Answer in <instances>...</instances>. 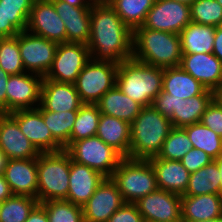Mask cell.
<instances>
[{
    "label": "cell",
    "instance_id": "obj_52",
    "mask_svg": "<svg viewBox=\"0 0 222 222\" xmlns=\"http://www.w3.org/2000/svg\"><path fill=\"white\" fill-rule=\"evenodd\" d=\"M182 222H222V216L212 220L182 221Z\"/></svg>",
    "mask_w": 222,
    "mask_h": 222
},
{
    "label": "cell",
    "instance_id": "obj_16",
    "mask_svg": "<svg viewBox=\"0 0 222 222\" xmlns=\"http://www.w3.org/2000/svg\"><path fill=\"white\" fill-rule=\"evenodd\" d=\"M9 114L18 122L21 132L40 153L64 150V147L52 136L51 131L45 125L39 107L16 110Z\"/></svg>",
    "mask_w": 222,
    "mask_h": 222
},
{
    "label": "cell",
    "instance_id": "obj_18",
    "mask_svg": "<svg viewBox=\"0 0 222 222\" xmlns=\"http://www.w3.org/2000/svg\"><path fill=\"white\" fill-rule=\"evenodd\" d=\"M180 67L208 90L222 86V62L213 53L183 54Z\"/></svg>",
    "mask_w": 222,
    "mask_h": 222
},
{
    "label": "cell",
    "instance_id": "obj_28",
    "mask_svg": "<svg viewBox=\"0 0 222 222\" xmlns=\"http://www.w3.org/2000/svg\"><path fill=\"white\" fill-rule=\"evenodd\" d=\"M206 88L180 66L163 69L162 90L172 98L188 99L200 95Z\"/></svg>",
    "mask_w": 222,
    "mask_h": 222
},
{
    "label": "cell",
    "instance_id": "obj_13",
    "mask_svg": "<svg viewBox=\"0 0 222 222\" xmlns=\"http://www.w3.org/2000/svg\"><path fill=\"white\" fill-rule=\"evenodd\" d=\"M134 204L145 222H182L181 195L157 189Z\"/></svg>",
    "mask_w": 222,
    "mask_h": 222
},
{
    "label": "cell",
    "instance_id": "obj_26",
    "mask_svg": "<svg viewBox=\"0 0 222 222\" xmlns=\"http://www.w3.org/2000/svg\"><path fill=\"white\" fill-rule=\"evenodd\" d=\"M96 136L104 143L112 146L123 157L130 153V123L113 116L101 114Z\"/></svg>",
    "mask_w": 222,
    "mask_h": 222
},
{
    "label": "cell",
    "instance_id": "obj_47",
    "mask_svg": "<svg viewBox=\"0 0 222 222\" xmlns=\"http://www.w3.org/2000/svg\"><path fill=\"white\" fill-rule=\"evenodd\" d=\"M213 54L222 62V28L220 26L215 29Z\"/></svg>",
    "mask_w": 222,
    "mask_h": 222
},
{
    "label": "cell",
    "instance_id": "obj_10",
    "mask_svg": "<svg viewBox=\"0 0 222 222\" xmlns=\"http://www.w3.org/2000/svg\"><path fill=\"white\" fill-rule=\"evenodd\" d=\"M90 59L87 44L60 43L57 45L52 65L44 78L56 82L74 83Z\"/></svg>",
    "mask_w": 222,
    "mask_h": 222
},
{
    "label": "cell",
    "instance_id": "obj_43",
    "mask_svg": "<svg viewBox=\"0 0 222 222\" xmlns=\"http://www.w3.org/2000/svg\"><path fill=\"white\" fill-rule=\"evenodd\" d=\"M107 222H145L134 203H124Z\"/></svg>",
    "mask_w": 222,
    "mask_h": 222
},
{
    "label": "cell",
    "instance_id": "obj_55",
    "mask_svg": "<svg viewBox=\"0 0 222 222\" xmlns=\"http://www.w3.org/2000/svg\"><path fill=\"white\" fill-rule=\"evenodd\" d=\"M222 6V0H216Z\"/></svg>",
    "mask_w": 222,
    "mask_h": 222
},
{
    "label": "cell",
    "instance_id": "obj_4",
    "mask_svg": "<svg viewBox=\"0 0 222 222\" xmlns=\"http://www.w3.org/2000/svg\"><path fill=\"white\" fill-rule=\"evenodd\" d=\"M163 68L139 62L133 58L118 64L116 86L143 107L151 106L162 91Z\"/></svg>",
    "mask_w": 222,
    "mask_h": 222
},
{
    "label": "cell",
    "instance_id": "obj_38",
    "mask_svg": "<svg viewBox=\"0 0 222 222\" xmlns=\"http://www.w3.org/2000/svg\"><path fill=\"white\" fill-rule=\"evenodd\" d=\"M40 204L45 208L49 222H84L82 206L68 200H50Z\"/></svg>",
    "mask_w": 222,
    "mask_h": 222
},
{
    "label": "cell",
    "instance_id": "obj_34",
    "mask_svg": "<svg viewBox=\"0 0 222 222\" xmlns=\"http://www.w3.org/2000/svg\"><path fill=\"white\" fill-rule=\"evenodd\" d=\"M100 116L97 104L84 103L77 111L70 142L96 136Z\"/></svg>",
    "mask_w": 222,
    "mask_h": 222
},
{
    "label": "cell",
    "instance_id": "obj_11",
    "mask_svg": "<svg viewBox=\"0 0 222 222\" xmlns=\"http://www.w3.org/2000/svg\"><path fill=\"white\" fill-rule=\"evenodd\" d=\"M57 45L27 30L19 32V49L25 71L44 78L52 65Z\"/></svg>",
    "mask_w": 222,
    "mask_h": 222
},
{
    "label": "cell",
    "instance_id": "obj_6",
    "mask_svg": "<svg viewBox=\"0 0 222 222\" xmlns=\"http://www.w3.org/2000/svg\"><path fill=\"white\" fill-rule=\"evenodd\" d=\"M111 179L116 183L125 203H135L158 189L155 172L149 160L124 157Z\"/></svg>",
    "mask_w": 222,
    "mask_h": 222
},
{
    "label": "cell",
    "instance_id": "obj_30",
    "mask_svg": "<svg viewBox=\"0 0 222 222\" xmlns=\"http://www.w3.org/2000/svg\"><path fill=\"white\" fill-rule=\"evenodd\" d=\"M221 194V177L216 160L190 173L187 189L183 195Z\"/></svg>",
    "mask_w": 222,
    "mask_h": 222
},
{
    "label": "cell",
    "instance_id": "obj_44",
    "mask_svg": "<svg viewBox=\"0 0 222 222\" xmlns=\"http://www.w3.org/2000/svg\"><path fill=\"white\" fill-rule=\"evenodd\" d=\"M19 31L7 20L6 12L0 4V38L16 36Z\"/></svg>",
    "mask_w": 222,
    "mask_h": 222
},
{
    "label": "cell",
    "instance_id": "obj_50",
    "mask_svg": "<svg viewBox=\"0 0 222 222\" xmlns=\"http://www.w3.org/2000/svg\"><path fill=\"white\" fill-rule=\"evenodd\" d=\"M9 158L6 156V154L0 149V174H3L6 166H7V162H8Z\"/></svg>",
    "mask_w": 222,
    "mask_h": 222
},
{
    "label": "cell",
    "instance_id": "obj_48",
    "mask_svg": "<svg viewBox=\"0 0 222 222\" xmlns=\"http://www.w3.org/2000/svg\"><path fill=\"white\" fill-rule=\"evenodd\" d=\"M13 195L9 184L5 180V177L3 174H0V202H3L4 200L8 199Z\"/></svg>",
    "mask_w": 222,
    "mask_h": 222
},
{
    "label": "cell",
    "instance_id": "obj_19",
    "mask_svg": "<svg viewBox=\"0 0 222 222\" xmlns=\"http://www.w3.org/2000/svg\"><path fill=\"white\" fill-rule=\"evenodd\" d=\"M0 149L9 159H33L40 154L9 113H0Z\"/></svg>",
    "mask_w": 222,
    "mask_h": 222
},
{
    "label": "cell",
    "instance_id": "obj_46",
    "mask_svg": "<svg viewBox=\"0 0 222 222\" xmlns=\"http://www.w3.org/2000/svg\"><path fill=\"white\" fill-rule=\"evenodd\" d=\"M25 222H49L45 208L38 203L29 213L28 219Z\"/></svg>",
    "mask_w": 222,
    "mask_h": 222
},
{
    "label": "cell",
    "instance_id": "obj_29",
    "mask_svg": "<svg viewBox=\"0 0 222 222\" xmlns=\"http://www.w3.org/2000/svg\"><path fill=\"white\" fill-rule=\"evenodd\" d=\"M214 26L190 22L179 33L182 54L213 53Z\"/></svg>",
    "mask_w": 222,
    "mask_h": 222
},
{
    "label": "cell",
    "instance_id": "obj_1",
    "mask_svg": "<svg viewBox=\"0 0 222 222\" xmlns=\"http://www.w3.org/2000/svg\"><path fill=\"white\" fill-rule=\"evenodd\" d=\"M132 39L133 31L106 0L92 4L87 44L92 60L120 64L131 59Z\"/></svg>",
    "mask_w": 222,
    "mask_h": 222
},
{
    "label": "cell",
    "instance_id": "obj_42",
    "mask_svg": "<svg viewBox=\"0 0 222 222\" xmlns=\"http://www.w3.org/2000/svg\"><path fill=\"white\" fill-rule=\"evenodd\" d=\"M180 161L189 173H193L209 164L213 159L203 150L192 148Z\"/></svg>",
    "mask_w": 222,
    "mask_h": 222
},
{
    "label": "cell",
    "instance_id": "obj_17",
    "mask_svg": "<svg viewBox=\"0 0 222 222\" xmlns=\"http://www.w3.org/2000/svg\"><path fill=\"white\" fill-rule=\"evenodd\" d=\"M124 203L116 183L111 177H105L82 206L84 222H107Z\"/></svg>",
    "mask_w": 222,
    "mask_h": 222
},
{
    "label": "cell",
    "instance_id": "obj_41",
    "mask_svg": "<svg viewBox=\"0 0 222 222\" xmlns=\"http://www.w3.org/2000/svg\"><path fill=\"white\" fill-rule=\"evenodd\" d=\"M200 122L222 138V104L216 97L208 105Z\"/></svg>",
    "mask_w": 222,
    "mask_h": 222
},
{
    "label": "cell",
    "instance_id": "obj_8",
    "mask_svg": "<svg viewBox=\"0 0 222 222\" xmlns=\"http://www.w3.org/2000/svg\"><path fill=\"white\" fill-rule=\"evenodd\" d=\"M64 150L70 155L71 160L86 165L105 177H111L124 158L97 136L70 142Z\"/></svg>",
    "mask_w": 222,
    "mask_h": 222
},
{
    "label": "cell",
    "instance_id": "obj_33",
    "mask_svg": "<svg viewBox=\"0 0 222 222\" xmlns=\"http://www.w3.org/2000/svg\"><path fill=\"white\" fill-rule=\"evenodd\" d=\"M78 110L50 112L41 110L45 125L52 136L65 148L70 143L71 132L77 117Z\"/></svg>",
    "mask_w": 222,
    "mask_h": 222
},
{
    "label": "cell",
    "instance_id": "obj_27",
    "mask_svg": "<svg viewBox=\"0 0 222 222\" xmlns=\"http://www.w3.org/2000/svg\"><path fill=\"white\" fill-rule=\"evenodd\" d=\"M101 114L116 117L130 124L141 112L142 105L124 94L116 85L96 103Z\"/></svg>",
    "mask_w": 222,
    "mask_h": 222
},
{
    "label": "cell",
    "instance_id": "obj_12",
    "mask_svg": "<svg viewBox=\"0 0 222 222\" xmlns=\"http://www.w3.org/2000/svg\"><path fill=\"white\" fill-rule=\"evenodd\" d=\"M190 22V5L174 0H155L142 26L179 34Z\"/></svg>",
    "mask_w": 222,
    "mask_h": 222
},
{
    "label": "cell",
    "instance_id": "obj_25",
    "mask_svg": "<svg viewBox=\"0 0 222 222\" xmlns=\"http://www.w3.org/2000/svg\"><path fill=\"white\" fill-rule=\"evenodd\" d=\"M182 221L212 220L222 216V195H181Z\"/></svg>",
    "mask_w": 222,
    "mask_h": 222
},
{
    "label": "cell",
    "instance_id": "obj_15",
    "mask_svg": "<svg viewBox=\"0 0 222 222\" xmlns=\"http://www.w3.org/2000/svg\"><path fill=\"white\" fill-rule=\"evenodd\" d=\"M27 31L57 44L66 42V29L51 0H35L30 11Z\"/></svg>",
    "mask_w": 222,
    "mask_h": 222
},
{
    "label": "cell",
    "instance_id": "obj_32",
    "mask_svg": "<svg viewBox=\"0 0 222 222\" xmlns=\"http://www.w3.org/2000/svg\"><path fill=\"white\" fill-rule=\"evenodd\" d=\"M189 136L193 148L203 150L213 160L222 153V138L201 122L183 127Z\"/></svg>",
    "mask_w": 222,
    "mask_h": 222
},
{
    "label": "cell",
    "instance_id": "obj_53",
    "mask_svg": "<svg viewBox=\"0 0 222 222\" xmlns=\"http://www.w3.org/2000/svg\"><path fill=\"white\" fill-rule=\"evenodd\" d=\"M215 97L222 104V86L215 92Z\"/></svg>",
    "mask_w": 222,
    "mask_h": 222
},
{
    "label": "cell",
    "instance_id": "obj_22",
    "mask_svg": "<svg viewBox=\"0 0 222 222\" xmlns=\"http://www.w3.org/2000/svg\"><path fill=\"white\" fill-rule=\"evenodd\" d=\"M105 179L100 172L71 160L68 195L65 200L83 206Z\"/></svg>",
    "mask_w": 222,
    "mask_h": 222
},
{
    "label": "cell",
    "instance_id": "obj_35",
    "mask_svg": "<svg viewBox=\"0 0 222 222\" xmlns=\"http://www.w3.org/2000/svg\"><path fill=\"white\" fill-rule=\"evenodd\" d=\"M38 203L37 198L31 196L12 195L0 202V222H25Z\"/></svg>",
    "mask_w": 222,
    "mask_h": 222
},
{
    "label": "cell",
    "instance_id": "obj_3",
    "mask_svg": "<svg viewBox=\"0 0 222 222\" xmlns=\"http://www.w3.org/2000/svg\"><path fill=\"white\" fill-rule=\"evenodd\" d=\"M172 124L152 106L143 107L130 124V153L127 158L148 160L158 156Z\"/></svg>",
    "mask_w": 222,
    "mask_h": 222
},
{
    "label": "cell",
    "instance_id": "obj_36",
    "mask_svg": "<svg viewBox=\"0 0 222 222\" xmlns=\"http://www.w3.org/2000/svg\"><path fill=\"white\" fill-rule=\"evenodd\" d=\"M192 148V143L185 129L183 127H172L158 157L180 161Z\"/></svg>",
    "mask_w": 222,
    "mask_h": 222
},
{
    "label": "cell",
    "instance_id": "obj_54",
    "mask_svg": "<svg viewBox=\"0 0 222 222\" xmlns=\"http://www.w3.org/2000/svg\"><path fill=\"white\" fill-rule=\"evenodd\" d=\"M174 1L182 2V3H185V4L191 5L195 0H174Z\"/></svg>",
    "mask_w": 222,
    "mask_h": 222
},
{
    "label": "cell",
    "instance_id": "obj_20",
    "mask_svg": "<svg viewBox=\"0 0 222 222\" xmlns=\"http://www.w3.org/2000/svg\"><path fill=\"white\" fill-rule=\"evenodd\" d=\"M83 104L74 83L56 82L43 78L38 106L41 110L59 113L79 110Z\"/></svg>",
    "mask_w": 222,
    "mask_h": 222
},
{
    "label": "cell",
    "instance_id": "obj_24",
    "mask_svg": "<svg viewBox=\"0 0 222 222\" xmlns=\"http://www.w3.org/2000/svg\"><path fill=\"white\" fill-rule=\"evenodd\" d=\"M155 172L158 189L183 195L187 189L190 173L181 161L167 160L158 156L148 159Z\"/></svg>",
    "mask_w": 222,
    "mask_h": 222
},
{
    "label": "cell",
    "instance_id": "obj_21",
    "mask_svg": "<svg viewBox=\"0 0 222 222\" xmlns=\"http://www.w3.org/2000/svg\"><path fill=\"white\" fill-rule=\"evenodd\" d=\"M3 175L13 195L37 198V158L9 159Z\"/></svg>",
    "mask_w": 222,
    "mask_h": 222
},
{
    "label": "cell",
    "instance_id": "obj_39",
    "mask_svg": "<svg viewBox=\"0 0 222 222\" xmlns=\"http://www.w3.org/2000/svg\"><path fill=\"white\" fill-rule=\"evenodd\" d=\"M191 22L218 27L222 22V6L216 0H195L190 5Z\"/></svg>",
    "mask_w": 222,
    "mask_h": 222
},
{
    "label": "cell",
    "instance_id": "obj_45",
    "mask_svg": "<svg viewBox=\"0 0 222 222\" xmlns=\"http://www.w3.org/2000/svg\"><path fill=\"white\" fill-rule=\"evenodd\" d=\"M10 75L0 67V113H6V85Z\"/></svg>",
    "mask_w": 222,
    "mask_h": 222
},
{
    "label": "cell",
    "instance_id": "obj_9",
    "mask_svg": "<svg viewBox=\"0 0 222 222\" xmlns=\"http://www.w3.org/2000/svg\"><path fill=\"white\" fill-rule=\"evenodd\" d=\"M117 68L118 64L90 59L74 82L81 101L96 104L116 85Z\"/></svg>",
    "mask_w": 222,
    "mask_h": 222
},
{
    "label": "cell",
    "instance_id": "obj_49",
    "mask_svg": "<svg viewBox=\"0 0 222 222\" xmlns=\"http://www.w3.org/2000/svg\"><path fill=\"white\" fill-rule=\"evenodd\" d=\"M51 1L66 2L74 7H91L92 4H96L99 0H51Z\"/></svg>",
    "mask_w": 222,
    "mask_h": 222
},
{
    "label": "cell",
    "instance_id": "obj_5",
    "mask_svg": "<svg viewBox=\"0 0 222 222\" xmlns=\"http://www.w3.org/2000/svg\"><path fill=\"white\" fill-rule=\"evenodd\" d=\"M69 175L70 155L65 150L40 153L37 157L38 202L66 199Z\"/></svg>",
    "mask_w": 222,
    "mask_h": 222
},
{
    "label": "cell",
    "instance_id": "obj_2",
    "mask_svg": "<svg viewBox=\"0 0 222 222\" xmlns=\"http://www.w3.org/2000/svg\"><path fill=\"white\" fill-rule=\"evenodd\" d=\"M179 34L137 27L133 30L132 58L159 68L179 67L182 57Z\"/></svg>",
    "mask_w": 222,
    "mask_h": 222
},
{
    "label": "cell",
    "instance_id": "obj_31",
    "mask_svg": "<svg viewBox=\"0 0 222 222\" xmlns=\"http://www.w3.org/2000/svg\"><path fill=\"white\" fill-rule=\"evenodd\" d=\"M133 31L144 24L148 11L155 0H106Z\"/></svg>",
    "mask_w": 222,
    "mask_h": 222
},
{
    "label": "cell",
    "instance_id": "obj_14",
    "mask_svg": "<svg viewBox=\"0 0 222 222\" xmlns=\"http://www.w3.org/2000/svg\"><path fill=\"white\" fill-rule=\"evenodd\" d=\"M43 77L24 72L10 75L6 85V113L33 109L40 105Z\"/></svg>",
    "mask_w": 222,
    "mask_h": 222
},
{
    "label": "cell",
    "instance_id": "obj_37",
    "mask_svg": "<svg viewBox=\"0 0 222 222\" xmlns=\"http://www.w3.org/2000/svg\"><path fill=\"white\" fill-rule=\"evenodd\" d=\"M0 67L9 75L25 71L19 49V33L13 37L0 38Z\"/></svg>",
    "mask_w": 222,
    "mask_h": 222
},
{
    "label": "cell",
    "instance_id": "obj_40",
    "mask_svg": "<svg viewBox=\"0 0 222 222\" xmlns=\"http://www.w3.org/2000/svg\"><path fill=\"white\" fill-rule=\"evenodd\" d=\"M35 0H0L7 20L19 31L27 30V22Z\"/></svg>",
    "mask_w": 222,
    "mask_h": 222
},
{
    "label": "cell",
    "instance_id": "obj_7",
    "mask_svg": "<svg viewBox=\"0 0 222 222\" xmlns=\"http://www.w3.org/2000/svg\"><path fill=\"white\" fill-rule=\"evenodd\" d=\"M214 98L215 92L208 89L186 100L172 98V95L162 90L153 99L151 106L161 115L169 118L172 127H184L199 123Z\"/></svg>",
    "mask_w": 222,
    "mask_h": 222
},
{
    "label": "cell",
    "instance_id": "obj_23",
    "mask_svg": "<svg viewBox=\"0 0 222 222\" xmlns=\"http://www.w3.org/2000/svg\"><path fill=\"white\" fill-rule=\"evenodd\" d=\"M66 29V42L88 44L91 7H74L66 2L52 1Z\"/></svg>",
    "mask_w": 222,
    "mask_h": 222
},
{
    "label": "cell",
    "instance_id": "obj_51",
    "mask_svg": "<svg viewBox=\"0 0 222 222\" xmlns=\"http://www.w3.org/2000/svg\"><path fill=\"white\" fill-rule=\"evenodd\" d=\"M216 162H217V165H218V168H219L220 177H221V195H222V153L216 159Z\"/></svg>",
    "mask_w": 222,
    "mask_h": 222
}]
</instances>
